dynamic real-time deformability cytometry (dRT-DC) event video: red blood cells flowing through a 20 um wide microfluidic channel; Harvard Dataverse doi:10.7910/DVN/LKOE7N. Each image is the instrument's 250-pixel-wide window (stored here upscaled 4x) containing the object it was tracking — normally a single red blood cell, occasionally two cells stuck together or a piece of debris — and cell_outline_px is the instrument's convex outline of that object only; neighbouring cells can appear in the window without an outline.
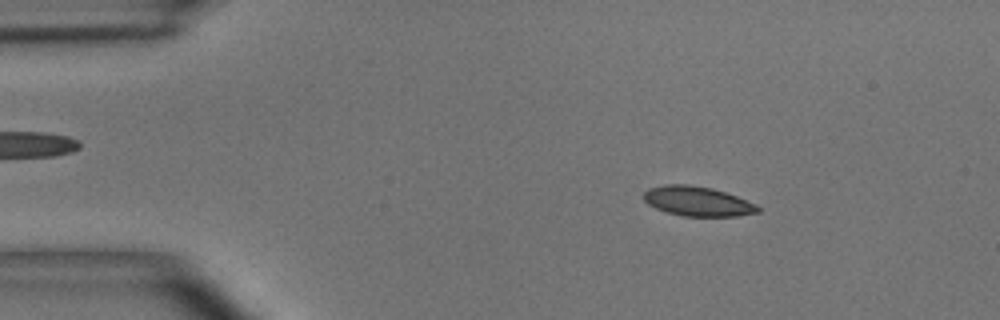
{"species": "common noctule bat (a hibernating species)", "species_latin": "Nyctalus noctula", "temperature_condition": "room temperature", "stored_images_in_passage": 55, "camera_frame_rate_fps": 3000, "um_per_image_px": 0.085, "animal": {"sex": "male", "body_mass_g": 15.6}, "frame": {"image": 1, "passage_image": 8, "time_ms": 2.333, "image_size_px": [1000, 320], "cell_outline_px": [[760, 212], [736, 216], [684, 216], [668, 212], [656, 208], [648, 204], [644, 200], [644, 192], [648, 188], [664, 184], [688, 184], [712, 188], [736, 196], [756, 204], [760, 208]], "centroid_in_image_um": [59.28, 17.1], "position_along_channel_um": 25.7, "area_um2": 19.65}}
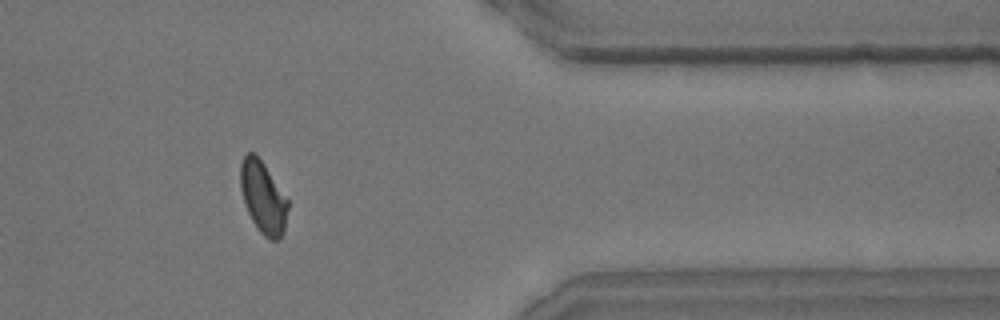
{"frame": {"image": 2, "passage_image": 45, "time_ms": 14.667, "image_size_px": [1000, 320], "cell_outline_px": [[288, 208], [284, 232], [280, 240], [268, 240], [260, 232], [252, 220], [244, 204], [240, 188], [240, 164], [244, 156], [248, 152], [256, 152], [288, 200]], "centroid_in_image_um": [22.35, 16.78], "position_along_channel_um": 389.0, "area_um2": 20.06}}
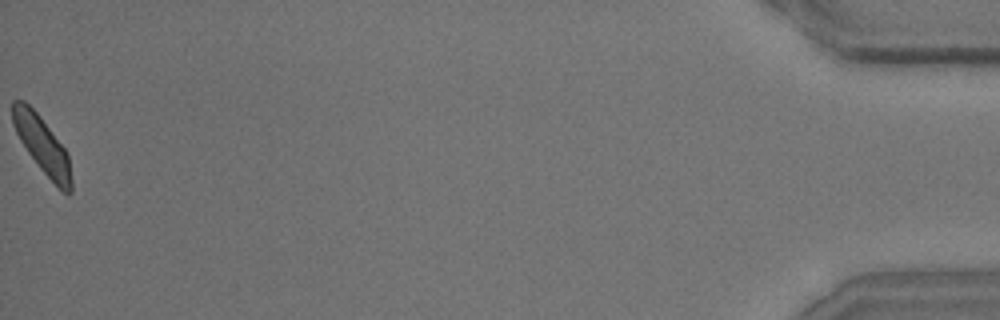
{"frame": {"image": 3, "passage_image": 55, "time_ms": 18.0, "image_size_px": [1000, 320], "cell_outline_px": [[72, 192], [68, 196], [40, 168], [28, 152], [20, 140], [12, 124], [12, 100], [24, 100], [40, 116], [64, 148], [68, 156], [72, 180]], "centroid_in_image_um": [3.58, 12.31], "position_along_channel_um": 431.6, "area_um2": 19.07}, "authors_computed_cell_mechanics": {"area_um2": 20.23, "velocity_mm_per_s": 3.6094, "shape_relaxation_time_tau1_ms": 4.6025, "shape_relaxation_time_tau2_ms": 1.725, "deformation_change_tau1": 0.1286, "deformation_change_tau2": 0.0597}}